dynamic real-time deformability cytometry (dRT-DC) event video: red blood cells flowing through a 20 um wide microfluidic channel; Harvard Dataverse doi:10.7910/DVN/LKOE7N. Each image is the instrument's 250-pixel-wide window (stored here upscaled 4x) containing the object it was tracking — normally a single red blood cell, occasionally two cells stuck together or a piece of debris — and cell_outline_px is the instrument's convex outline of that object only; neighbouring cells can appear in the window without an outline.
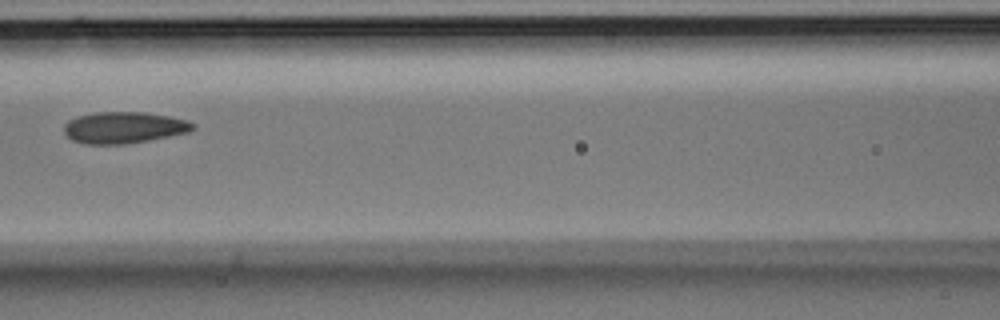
{"species": "Egyptian fruit bat (a non-hibernating species)", "species_latin": "Rousettus aegyptiacus", "temperature_condition": "room temperature", "stored_images_in_passage": 3, "camera_frame_rate_fps": 3000, "um_per_image_px": 0.085, "animal": {"sex": "male"}, "frame": {"image": 1, "passage_image": 3, "time_ms": 0.667, "image_size_px": [1000, 320], "cell_outline_px": [[196, 128], [188, 132], [148, 140], [124, 144], [84, 144], [72, 140], [64, 132], [64, 124], [68, 120], [76, 116], [96, 112], [144, 112], [168, 116], [188, 120], [196, 124]], "centroid_in_image_um": [10.52, 10.83], "position_along_channel_um": 156.1, "area_um2": 23.7}}